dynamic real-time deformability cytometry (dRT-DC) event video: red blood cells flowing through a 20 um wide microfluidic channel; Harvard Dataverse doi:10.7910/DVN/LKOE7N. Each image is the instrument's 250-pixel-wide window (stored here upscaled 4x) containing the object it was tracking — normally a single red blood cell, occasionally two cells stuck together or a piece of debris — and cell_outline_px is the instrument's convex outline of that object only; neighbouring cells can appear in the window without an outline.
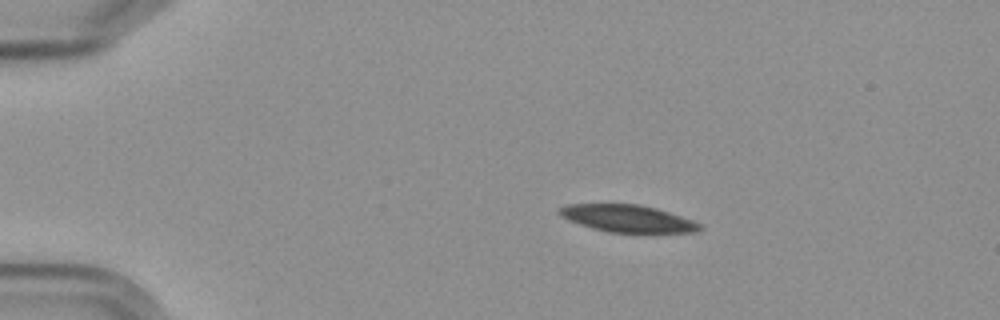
{"species": "Egyptian fruit bat (a non-hibernating species)", "species_latin": "Rousettus aegyptiacus", "temperature_condition": "cold", "stored_images_in_passage": 6, "segment_of_instrument_passage": [1, 2], "camera_frame_rate_fps": 3000, "um_per_image_px": 0.085, "frame": {"image": 1, "passage_image": 3, "time_ms": 2.333, "image_size_px": [1000, 320], "cell_outline_px": [[704, 228], [696, 232], [608, 232], [592, 228], [568, 220], [560, 216], [556, 212], [556, 208], [568, 204], [636, 204], [656, 208], [704, 224]], "centroid_in_image_um": [53.32, 18.57], "position_along_channel_um": 31.7, "area_um2": 22.25}}